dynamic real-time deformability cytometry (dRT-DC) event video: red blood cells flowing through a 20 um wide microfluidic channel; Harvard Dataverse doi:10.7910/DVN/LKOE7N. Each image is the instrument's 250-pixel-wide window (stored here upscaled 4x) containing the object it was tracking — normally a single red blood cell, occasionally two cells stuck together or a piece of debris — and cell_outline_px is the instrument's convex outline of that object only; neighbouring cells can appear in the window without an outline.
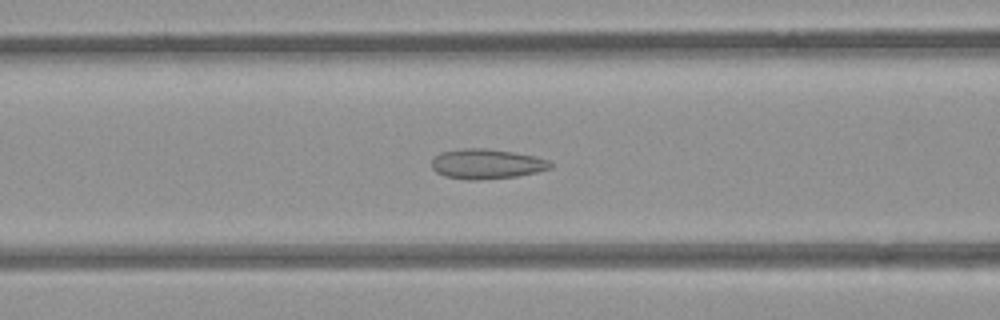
{"species": "common noctule bat (a hibernating species)", "species_latin": "Nyctalus noctula", "temperature_condition": "room temperature", "stored_images_in_passage": 44, "camera_frame_rate_fps": 3000, "um_per_image_px": 0.085, "animal": {"sex": "female", "body_mass_g": 21.9}, "frame": {"image": 1, "passage_image": 17, "time_ms": 5.333, "image_size_px": [1000, 320], "cell_outline_px": [[552, 168], [536, 172], [516, 176], [476, 180], [464, 180], [444, 176], [436, 172], [432, 168], [432, 156], [440, 152], [464, 148], [484, 148], [512, 152], [532, 156], [548, 160], [552, 164]], "centroid_in_image_um": [41.3, 13.93], "position_along_channel_um": 125.3, "area_um2": 20.69}}
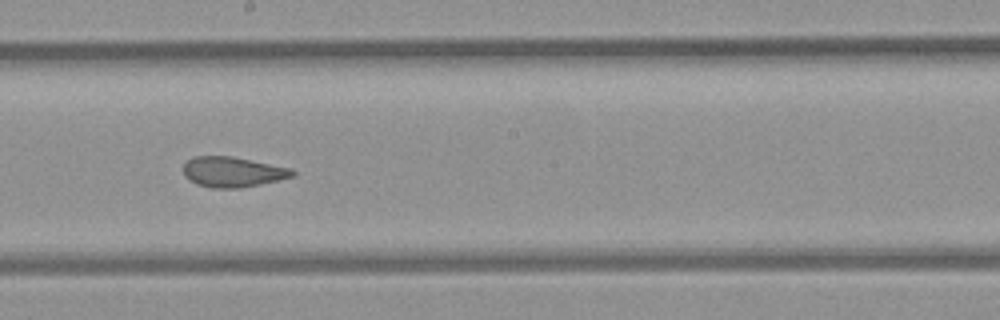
{"frame": {"image": 2, "passage_image": 25, "time_ms": 8.0, "image_size_px": [1000, 320], "cell_outline_px": [[296, 176], [260, 184], [240, 188], [212, 188], [196, 184], [184, 176], [184, 164], [192, 156], [232, 156], [292, 168], [296, 172]], "centroid_in_image_um": [19.8, 14.61], "position_along_channel_um": 228.4, "area_um2": 19.36}}
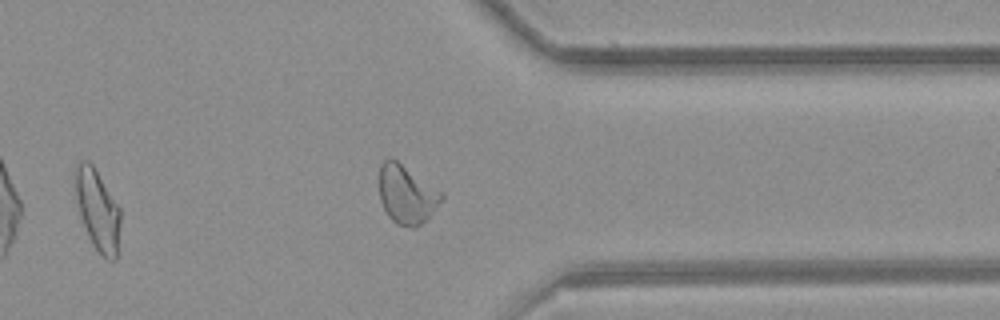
{"frame": {"image": 3, "passage_image": 37, "time_ms": 12.0, "image_size_px": [1000, 320], "cell_outline_px": [[120, 224], [116, 260], [108, 260], [92, 244], [88, 236], [80, 216], [76, 200], [76, 160], [88, 160], [92, 164], [120, 208]], "centroid_in_image_um": [8.29, 17.84], "position_along_channel_um": 403.1, "area_um2": 20.98}, "authors_computed_cell_mechanics": {"area_um2": 20.9236, "velocity_mm_per_s": 3.87, "shape_relaxation_time_tau1_ms": null, "shape_relaxation_time_tau2_ms": 1.2813, "deformation_change_tau1": null, "deformation_change_tau2": 0.0855}}